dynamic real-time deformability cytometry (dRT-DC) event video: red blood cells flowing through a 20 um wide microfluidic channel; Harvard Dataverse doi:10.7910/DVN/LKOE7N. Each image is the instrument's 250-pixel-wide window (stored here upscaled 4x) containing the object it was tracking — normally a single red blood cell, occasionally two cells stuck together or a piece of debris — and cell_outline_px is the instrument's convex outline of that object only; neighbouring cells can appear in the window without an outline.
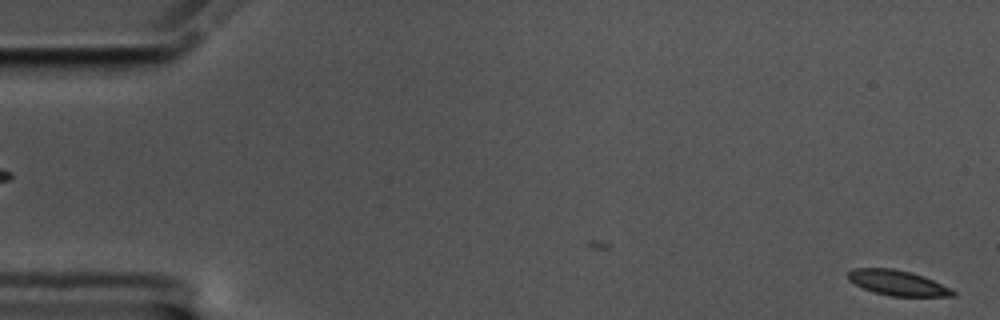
{"species": "common noctule bat (a hibernating species)", "species_latin": "Nyctalus noctula", "temperature_condition": "cold", "stored_images_in_passage": 14, "camera_frame_rate_fps": 3000, "um_per_image_px": 0.085, "animal": {"sex": "male", "body_mass_g": 17.5, "forearm_length_mm": 52.3}, "frame": {"image": 1, "passage_image": 1, "time_ms": 0.0, "image_size_px": [1000, 320], "cell_outline_px": [[956, 296], [892, 296], [872, 292], [848, 280], [848, 272], [852, 268], [892, 268], [912, 272], [924, 276], [952, 288], [956, 292]], "centroid_in_image_um": [76.32, 24.04], "position_along_channel_um": 8.7, "area_um2": 15.49}}